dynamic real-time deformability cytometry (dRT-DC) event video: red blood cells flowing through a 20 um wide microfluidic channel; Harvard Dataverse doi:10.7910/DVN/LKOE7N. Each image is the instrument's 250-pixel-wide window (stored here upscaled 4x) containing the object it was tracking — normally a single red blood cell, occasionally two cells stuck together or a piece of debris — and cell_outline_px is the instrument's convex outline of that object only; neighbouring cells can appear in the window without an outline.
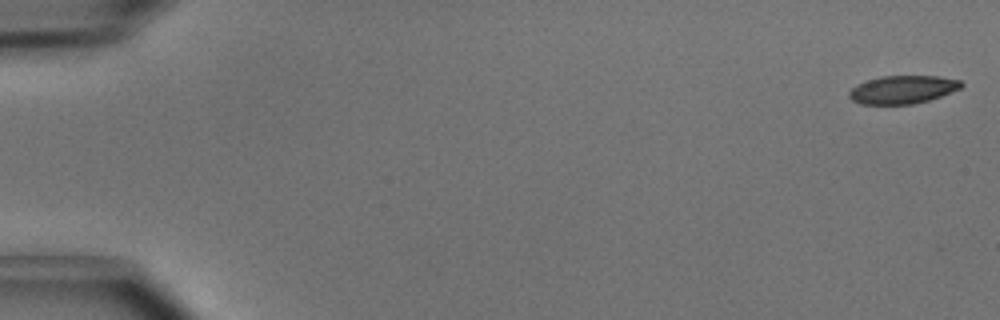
{"species": "common noctule bat (a hibernating species)", "species_latin": "Nyctalus noctula", "temperature_condition": "cold", "stored_images_in_passage": 18, "camera_frame_rate_fps": 3000, "um_per_image_px": 0.085, "animal": {"sex": "male", "body_mass_g": 15.6}, "frame": {"image": 1, "passage_image": 1, "time_ms": 0.0, "image_size_px": [1000, 320], "cell_outline_px": [[964, 84], [960, 88], [940, 96], [928, 100], [912, 104], [860, 104], [852, 100], [848, 96], [848, 92], [856, 84], [880, 76], [940, 76], [960, 80]], "centroid_in_image_um": [76.7, 7.61], "position_along_channel_um": 8.3, "area_um2": 18.32}}
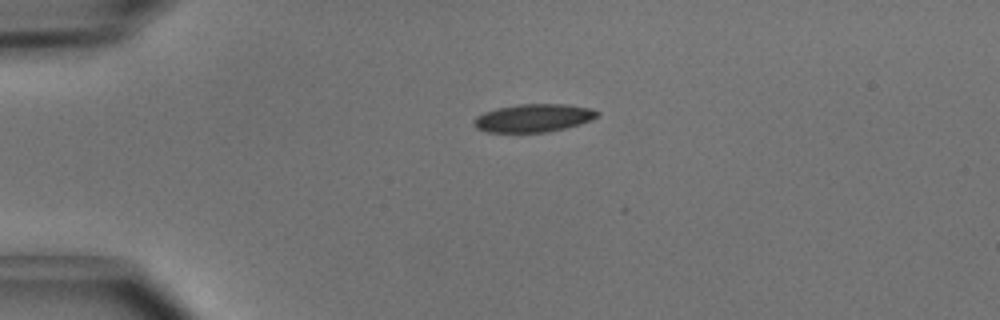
{"frame": {"image": 2, "passage_image": 12, "time_ms": 3.667, "image_size_px": [1000, 320], "cell_outline_px": [[600, 116], [580, 124], [548, 132], [488, 132], [476, 128], [472, 124], [472, 120], [476, 116], [484, 112], [496, 108], [520, 104], [564, 104], [592, 108], [600, 112]], "centroid_in_image_um": [45.34, 10.03], "position_along_channel_um": 39.7, "area_um2": 20.29}}